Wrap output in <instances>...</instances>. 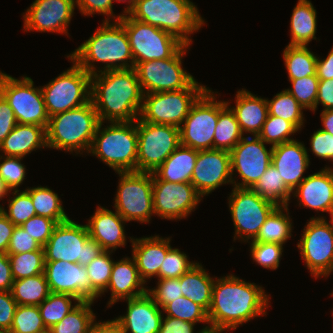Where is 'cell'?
I'll return each instance as SVG.
<instances>
[{
  "label": "cell",
  "mask_w": 333,
  "mask_h": 333,
  "mask_svg": "<svg viewBox=\"0 0 333 333\" xmlns=\"http://www.w3.org/2000/svg\"><path fill=\"white\" fill-rule=\"evenodd\" d=\"M268 297L262 287L232 274L216 279L207 312L209 327L224 331L236 329L252 318L266 315Z\"/></svg>",
  "instance_id": "cell-1"
},
{
  "label": "cell",
  "mask_w": 333,
  "mask_h": 333,
  "mask_svg": "<svg viewBox=\"0 0 333 333\" xmlns=\"http://www.w3.org/2000/svg\"><path fill=\"white\" fill-rule=\"evenodd\" d=\"M91 75V96L100 122H132L139 118L143 91L135 68L97 71Z\"/></svg>",
  "instance_id": "cell-2"
},
{
  "label": "cell",
  "mask_w": 333,
  "mask_h": 333,
  "mask_svg": "<svg viewBox=\"0 0 333 333\" xmlns=\"http://www.w3.org/2000/svg\"><path fill=\"white\" fill-rule=\"evenodd\" d=\"M122 16L116 17L112 23L110 18L105 19L95 33L67 57L90 75L97 73L92 64L96 61L106 64L103 71L134 68L129 38L119 21Z\"/></svg>",
  "instance_id": "cell-3"
},
{
  "label": "cell",
  "mask_w": 333,
  "mask_h": 333,
  "mask_svg": "<svg viewBox=\"0 0 333 333\" xmlns=\"http://www.w3.org/2000/svg\"><path fill=\"white\" fill-rule=\"evenodd\" d=\"M127 13L133 19L173 34L186 45L192 42L189 34L205 23L190 0H136Z\"/></svg>",
  "instance_id": "cell-4"
},
{
  "label": "cell",
  "mask_w": 333,
  "mask_h": 333,
  "mask_svg": "<svg viewBox=\"0 0 333 333\" xmlns=\"http://www.w3.org/2000/svg\"><path fill=\"white\" fill-rule=\"evenodd\" d=\"M100 121L90 100L85 105L49 117L46 128L47 148L78 154L89 152Z\"/></svg>",
  "instance_id": "cell-5"
},
{
  "label": "cell",
  "mask_w": 333,
  "mask_h": 333,
  "mask_svg": "<svg viewBox=\"0 0 333 333\" xmlns=\"http://www.w3.org/2000/svg\"><path fill=\"white\" fill-rule=\"evenodd\" d=\"M100 122L91 148L92 153L113 170L137 172L138 132L136 120L132 122H110L102 128Z\"/></svg>",
  "instance_id": "cell-6"
},
{
  "label": "cell",
  "mask_w": 333,
  "mask_h": 333,
  "mask_svg": "<svg viewBox=\"0 0 333 333\" xmlns=\"http://www.w3.org/2000/svg\"><path fill=\"white\" fill-rule=\"evenodd\" d=\"M45 261H64L88 265L103 250L100 244L89 237L86 225L69 219L59 223L44 246Z\"/></svg>",
  "instance_id": "cell-7"
},
{
  "label": "cell",
  "mask_w": 333,
  "mask_h": 333,
  "mask_svg": "<svg viewBox=\"0 0 333 333\" xmlns=\"http://www.w3.org/2000/svg\"><path fill=\"white\" fill-rule=\"evenodd\" d=\"M119 21L129 38L134 67L140 62L171 58L184 45L173 34L133 19L128 13Z\"/></svg>",
  "instance_id": "cell-8"
},
{
  "label": "cell",
  "mask_w": 333,
  "mask_h": 333,
  "mask_svg": "<svg viewBox=\"0 0 333 333\" xmlns=\"http://www.w3.org/2000/svg\"><path fill=\"white\" fill-rule=\"evenodd\" d=\"M189 45L184 44L171 58L140 62L134 68L143 94L206 88L182 68V57ZM145 89V90H144Z\"/></svg>",
  "instance_id": "cell-9"
},
{
  "label": "cell",
  "mask_w": 333,
  "mask_h": 333,
  "mask_svg": "<svg viewBox=\"0 0 333 333\" xmlns=\"http://www.w3.org/2000/svg\"><path fill=\"white\" fill-rule=\"evenodd\" d=\"M73 66L41 88L49 117L81 107L90 101L91 75L74 60Z\"/></svg>",
  "instance_id": "cell-10"
},
{
  "label": "cell",
  "mask_w": 333,
  "mask_h": 333,
  "mask_svg": "<svg viewBox=\"0 0 333 333\" xmlns=\"http://www.w3.org/2000/svg\"><path fill=\"white\" fill-rule=\"evenodd\" d=\"M137 172L154 173L181 145L179 127L136 120Z\"/></svg>",
  "instance_id": "cell-11"
},
{
  "label": "cell",
  "mask_w": 333,
  "mask_h": 333,
  "mask_svg": "<svg viewBox=\"0 0 333 333\" xmlns=\"http://www.w3.org/2000/svg\"><path fill=\"white\" fill-rule=\"evenodd\" d=\"M0 94L14 111L18 124L39 125L47 128L49 116L41 88H34L30 77L20 80L0 72Z\"/></svg>",
  "instance_id": "cell-12"
},
{
  "label": "cell",
  "mask_w": 333,
  "mask_h": 333,
  "mask_svg": "<svg viewBox=\"0 0 333 333\" xmlns=\"http://www.w3.org/2000/svg\"><path fill=\"white\" fill-rule=\"evenodd\" d=\"M207 89L185 88L144 94L139 119L148 123L180 127L192 105Z\"/></svg>",
  "instance_id": "cell-13"
},
{
  "label": "cell",
  "mask_w": 333,
  "mask_h": 333,
  "mask_svg": "<svg viewBox=\"0 0 333 333\" xmlns=\"http://www.w3.org/2000/svg\"><path fill=\"white\" fill-rule=\"evenodd\" d=\"M120 178L115 210L125 221L147 223L154 213L152 173L118 172Z\"/></svg>",
  "instance_id": "cell-14"
},
{
  "label": "cell",
  "mask_w": 333,
  "mask_h": 333,
  "mask_svg": "<svg viewBox=\"0 0 333 333\" xmlns=\"http://www.w3.org/2000/svg\"><path fill=\"white\" fill-rule=\"evenodd\" d=\"M207 89L192 105L180 130V144L195 150L214 149V133L219 116V101Z\"/></svg>",
  "instance_id": "cell-15"
},
{
  "label": "cell",
  "mask_w": 333,
  "mask_h": 333,
  "mask_svg": "<svg viewBox=\"0 0 333 333\" xmlns=\"http://www.w3.org/2000/svg\"><path fill=\"white\" fill-rule=\"evenodd\" d=\"M276 207L275 203L261 197L253 189L234 187L229 197V210L235 227L234 240L241 237L243 241L250 238L253 241Z\"/></svg>",
  "instance_id": "cell-16"
},
{
  "label": "cell",
  "mask_w": 333,
  "mask_h": 333,
  "mask_svg": "<svg viewBox=\"0 0 333 333\" xmlns=\"http://www.w3.org/2000/svg\"><path fill=\"white\" fill-rule=\"evenodd\" d=\"M298 242L302 259L311 274L327 277L333 271V228L324 217H312Z\"/></svg>",
  "instance_id": "cell-17"
},
{
  "label": "cell",
  "mask_w": 333,
  "mask_h": 333,
  "mask_svg": "<svg viewBox=\"0 0 333 333\" xmlns=\"http://www.w3.org/2000/svg\"><path fill=\"white\" fill-rule=\"evenodd\" d=\"M152 196L154 214L171 220L186 218L202 197L191 183L159 180L153 173Z\"/></svg>",
  "instance_id": "cell-18"
},
{
  "label": "cell",
  "mask_w": 333,
  "mask_h": 333,
  "mask_svg": "<svg viewBox=\"0 0 333 333\" xmlns=\"http://www.w3.org/2000/svg\"><path fill=\"white\" fill-rule=\"evenodd\" d=\"M253 137H243L230 151L232 175L235 169L242 179L241 183L232 180L234 187L252 189L272 163L273 146L268 150L262 139Z\"/></svg>",
  "instance_id": "cell-19"
},
{
  "label": "cell",
  "mask_w": 333,
  "mask_h": 333,
  "mask_svg": "<svg viewBox=\"0 0 333 333\" xmlns=\"http://www.w3.org/2000/svg\"><path fill=\"white\" fill-rule=\"evenodd\" d=\"M44 274L53 293L68 294L81 302H94L99 297L90 286L86 267L79 263L45 261Z\"/></svg>",
  "instance_id": "cell-20"
},
{
  "label": "cell",
  "mask_w": 333,
  "mask_h": 333,
  "mask_svg": "<svg viewBox=\"0 0 333 333\" xmlns=\"http://www.w3.org/2000/svg\"><path fill=\"white\" fill-rule=\"evenodd\" d=\"M230 152L226 150H199L191 184L198 193L210 194L222 184L232 183Z\"/></svg>",
  "instance_id": "cell-21"
},
{
  "label": "cell",
  "mask_w": 333,
  "mask_h": 333,
  "mask_svg": "<svg viewBox=\"0 0 333 333\" xmlns=\"http://www.w3.org/2000/svg\"><path fill=\"white\" fill-rule=\"evenodd\" d=\"M74 0H35L23 15L25 31L68 34Z\"/></svg>",
  "instance_id": "cell-22"
},
{
  "label": "cell",
  "mask_w": 333,
  "mask_h": 333,
  "mask_svg": "<svg viewBox=\"0 0 333 333\" xmlns=\"http://www.w3.org/2000/svg\"><path fill=\"white\" fill-rule=\"evenodd\" d=\"M272 165L278 170L281 179L293 191L306 177H302L309 167L310 159L302 142L293 140L272 147Z\"/></svg>",
  "instance_id": "cell-23"
},
{
  "label": "cell",
  "mask_w": 333,
  "mask_h": 333,
  "mask_svg": "<svg viewBox=\"0 0 333 333\" xmlns=\"http://www.w3.org/2000/svg\"><path fill=\"white\" fill-rule=\"evenodd\" d=\"M126 315L116 318L123 333H158L163 319L162 309L146 293L126 299Z\"/></svg>",
  "instance_id": "cell-24"
},
{
  "label": "cell",
  "mask_w": 333,
  "mask_h": 333,
  "mask_svg": "<svg viewBox=\"0 0 333 333\" xmlns=\"http://www.w3.org/2000/svg\"><path fill=\"white\" fill-rule=\"evenodd\" d=\"M292 193L299 198V206L330 213L333 207V169L325 167L310 174Z\"/></svg>",
  "instance_id": "cell-25"
},
{
  "label": "cell",
  "mask_w": 333,
  "mask_h": 333,
  "mask_svg": "<svg viewBox=\"0 0 333 333\" xmlns=\"http://www.w3.org/2000/svg\"><path fill=\"white\" fill-rule=\"evenodd\" d=\"M122 216L105 207H97L94 215L86 224L89 237L96 240L103 251H111L126 244V236ZM111 249V250H110Z\"/></svg>",
  "instance_id": "cell-26"
},
{
  "label": "cell",
  "mask_w": 333,
  "mask_h": 333,
  "mask_svg": "<svg viewBox=\"0 0 333 333\" xmlns=\"http://www.w3.org/2000/svg\"><path fill=\"white\" fill-rule=\"evenodd\" d=\"M132 258H134L140 278L146 283L150 277H158L160 267L166 257L170 246V237L159 236L144 237L139 239L131 238Z\"/></svg>",
  "instance_id": "cell-27"
},
{
  "label": "cell",
  "mask_w": 333,
  "mask_h": 333,
  "mask_svg": "<svg viewBox=\"0 0 333 333\" xmlns=\"http://www.w3.org/2000/svg\"><path fill=\"white\" fill-rule=\"evenodd\" d=\"M144 284L145 282L140 278L134 258H123L118 262L114 261L111 278L107 286V289L109 288L111 291L108 307L119 299L126 300L146 294L147 288H144Z\"/></svg>",
  "instance_id": "cell-28"
},
{
  "label": "cell",
  "mask_w": 333,
  "mask_h": 333,
  "mask_svg": "<svg viewBox=\"0 0 333 333\" xmlns=\"http://www.w3.org/2000/svg\"><path fill=\"white\" fill-rule=\"evenodd\" d=\"M234 112L242 133H252L258 136L268 115L266 99L253 95L245 89L239 90L236 95Z\"/></svg>",
  "instance_id": "cell-29"
},
{
  "label": "cell",
  "mask_w": 333,
  "mask_h": 333,
  "mask_svg": "<svg viewBox=\"0 0 333 333\" xmlns=\"http://www.w3.org/2000/svg\"><path fill=\"white\" fill-rule=\"evenodd\" d=\"M42 147H47L45 127L17 124L0 144V151L5 156L23 158Z\"/></svg>",
  "instance_id": "cell-30"
},
{
  "label": "cell",
  "mask_w": 333,
  "mask_h": 333,
  "mask_svg": "<svg viewBox=\"0 0 333 333\" xmlns=\"http://www.w3.org/2000/svg\"><path fill=\"white\" fill-rule=\"evenodd\" d=\"M198 150L180 145L153 173L159 180L191 183Z\"/></svg>",
  "instance_id": "cell-31"
},
{
  "label": "cell",
  "mask_w": 333,
  "mask_h": 333,
  "mask_svg": "<svg viewBox=\"0 0 333 333\" xmlns=\"http://www.w3.org/2000/svg\"><path fill=\"white\" fill-rule=\"evenodd\" d=\"M214 282L199 263L180 277L183 296L199 304L207 312L211 305Z\"/></svg>",
  "instance_id": "cell-32"
},
{
  "label": "cell",
  "mask_w": 333,
  "mask_h": 333,
  "mask_svg": "<svg viewBox=\"0 0 333 333\" xmlns=\"http://www.w3.org/2000/svg\"><path fill=\"white\" fill-rule=\"evenodd\" d=\"M316 14L311 1H298L290 21L291 41L289 46H307L312 39H316Z\"/></svg>",
  "instance_id": "cell-33"
},
{
  "label": "cell",
  "mask_w": 333,
  "mask_h": 333,
  "mask_svg": "<svg viewBox=\"0 0 333 333\" xmlns=\"http://www.w3.org/2000/svg\"><path fill=\"white\" fill-rule=\"evenodd\" d=\"M228 102L219 101V116L214 133V149L231 151L243 138V133Z\"/></svg>",
  "instance_id": "cell-34"
},
{
  "label": "cell",
  "mask_w": 333,
  "mask_h": 333,
  "mask_svg": "<svg viewBox=\"0 0 333 333\" xmlns=\"http://www.w3.org/2000/svg\"><path fill=\"white\" fill-rule=\"evenodd\" d=\"M11 293L18 305L39 306L51 293L45 274L14 280Z\"/></svg>",
  "instance_id": "cell-35"
},
{
  "label": "cell",
  "mask_w": 333,
  "mask_h": 333,
  "mask_svg": "<svg viewBox=\"0 0 333 333\" xmlns=\"http://www.w3.org/2000/svg\"><path fill=\"white\" fill-rule=\"evenodd\" d=\"M288 212V206H277L267 217L261 226L254 242L285 244L290 239L292 223L290 216L283 212Z\"/></svg>",
  "instance_id": "cell-36"
},
{
  "label": "cell",
  "mask_w": 333,
  "mask_h": 333,
  "mask_svg": "<svg viewBox=\"0 0 333 333\" xmlns=\"http://www.w3.org/2000/svg\"><path fill=\"white\" fill-rule=\"evenodd\" d=\"M283 58L289 79L317 76V56L307 46L287 45L283 52Z\"/></svg>",
  "instance_id": "cell-37"
},
{
  "label": "cell",
  "mask_w": 333,
  "mask_h": 333,
  "mask_svg": "<svg viewBox=\"0 0 333 333\" xmlns=\"http://www.w3.org/2000/svg\"><path fill=\"white\" fill-rule=\"evenodd\" d=\"M261 197L277 206H288L292 190L281 179L278 170L270 164L257 184L252 188Z\"/></svg>",
  "instance_id": "cell-38"
},
{
  "label": "cell",
  "mask_w": 333,
  "mask_h": 333,
  "mask_svg": "<svg viewBox=\"0 0 333 333\" xmlns=\"http://www.w3.org/2000/svg\"><path fill=\"white\" fill-rule=\"evenodd\" d=\"M26 191L30 194L36 215L55 220L58 224L70 219L64 211L58 194L47 186L28 188Z\"/></svg>",
  "instance_id": "cell-39"
},
{
  "label": "cell",
  "mask_w": 333,
  "mask_h": 333,
  "mask_svg": "<svg viewBox=\"0 0 333 333\" xmlns=\"http://www.w3.org/2000/svg\"><path fill=\"white\" fill-rule=\"evenodd\" d=\"M71 300H76L72 305ZM79 299L68 294L51 292L48 297L38 306L42 321L47 330L60 322L68 313L74 310L80 303Z\"/></svg>",
  "instance_id": "cell-40"
},
{
  "label": "cell",
  "mask_w": 333,
  "mask_h": 333,
  "mask_svg": "<svg viewBox=\"0 0 333 333\" xmlns=\"http://www.w3.org/2000/svg\"><path fill=\"white\" fill-rule=\"evenodd\" d=\"M92 303L91 301L80 302L74 310L48 331L50 333H87L96 319L91 309Z\"/></svg>",
  "instance_id": "cell-41"
},
{
  "label": "cell",
  "mask_w": 333,
  "mask_h": 333,
  "mask_svg": "<svg viewBox=\"0 0 333 333\" xmlns=\"http://www.w3.org/2000/svg\"><path fill=\"white\" fill-rule=\"evenodd\" d=\"M266 101L269 115L282 118L293 123L299 130L302 129L304 125L302 110L305 108L286 89L277 93L273 99H266Z\"/></svg>",
  "instance_id": "cell-42"
},
{
  "label": "cell",
  "mask_w": 333,
  "mask_h": 333,
  "mask_svg": "<svg viewBox=\"0 0 333 333\" xmlns=\"http://www.w3.org/2000/svg\"><path fill=\"white\" fill-rule=\"evenodd\" d=\"M7 255L10 261L11 273L14 280H20L44 273V247L27 253Z\"/></svg>",
  "instance_id": "cell-43"
},
{
  "label": "cell",
  "mask_w": 333,
  "mask_h": 333,
  "mask_svg": "<svg viewBox=\"0 0 333 333\" xmlns=\"http://www.w3.org/2000/svg\"><path fill=\"white\" fill-rule=\"evenodd\" d=\"M110 254V251H103L85 266L88 271L90 286L99 296L107 291L111 278L114 261L111 260Z\"/></svg>",
  "instance_id": "cell-44"
},
{
  "label": "cell",
  "mask_w": 333,
  "mask_h": 333,
  "mask_svg": "<svg viewBox=\"0 0 333 333\" xmlns=\"http://www.w3.org/2000/svg\"><path fill=\"white\" fill-rule=\"evenodd\" d=\"M297 131L299 129L293 123L268 114L258 137L265 143L275 146L293 141L294 139L289 138V136Z\"/></svg>",
  "instance_id": "cell-45"
},
{
  "label": "cell",
  "mask_w": 333,
  "mask_h": 333,
  "mask_svg": "<svg viewBox=\"0 0 333 333\" xmlns=\"http://www.w3.org/2000/svg\"><path fill=\"white\" fill-rule=\"evenodd\" d=\"M162 310L167 313L166 316L195 324H197V322H204L209 325L207 311L199 304L194 303L184 296L166 304Z\"/></svg>",
  "instance_id": "cell-46"
},
{
  "label": "cell",
  "mask_w": 333,
  "mask_h": 333,
  "mask_svg": "<svg viewBox=\"0 0 333 333\" xmlns=\"http://www.w3.org/2000/svg\"><path fill=\"white\" fill-rule=\"evenodd\" d=\"M12 333H45L38 306L18 305L11 326Z\"/></svg>",
  "instance_id": "cell-47"
},
{
  "label": "cell",
  "mask_w": 333,
  "mask_h": 333,
  "mask_svg": "<svg viewBox=\"0 0 333 333\" xmlns=\"http://www.w3.org/2000/svg\"><path fill=\"white\" fill-rule=\"evenodd\" d=\"M12 194L14 197L8 200V212L4 207H1L0 210L15 226H21L36 215L35 208L30 194L26 190L23 192L14 190Z\"/></svg>",
  "instance_id": "cell-48"
},
{
  "label": "cell",
  "mask_w": 333,
  "mask_h": 333,
  "mask_svg": "<svg viewBox=\"0 0 333 333\" xmlns=\"http://www.w3.org/2000/svg\"><path fill=\"white\" fill-rule=\"evenodd\" d=\"M292 88L286 89L298 103L311 111L316 110L319 79L317 76H306L301 79H289Z\"/></svg>",
  "instance_id": "cell-49"
},
{
  "label": "cell",
  "mask_w": 333,
  "mask_h": 333,
  "mask_svg": "<svg viewBox=\"0 0 333 333\" xmlns=\"http://www.w3.org/2000/svg\"><path fill=\"white\" fill-rule=\"evenodd\" d=\"M188 256L179 249L171 248L160 267L159 279L180 278L194 267L197 262L188 261Z\"/></svg>",
  "instance_id": "cell-50"
},
{
  "label": "cell",
  "mask_w": 333,
  "mask_h": 333,
  "mask_svg": "<svg viewBox=\"0 0 333 333\" xmlns=\"http://www.w3.org/2000/svg\"><path fill=\"white\" fill-rule=\"evenodd\" d=\"M251 256L253 260L264 268L275 270L279 267L283 252V245L278 243H262L252 241Z\"/></svg>",
  "instance_id": "cell-51"
},
{
  "label": "cell",
  "mask_w": 333,
  "mask_h": 333,
  "mask_svg": "<svg viewBox=\"0 0 333 333\" xmlns=\"http://www.w3.org/2000/svg\"><path fill=\"white\" fill-rule=\"evenodd\" d=\"M0 155V160L4 159L0 163V178L5 182V185L10 191L18 190V186L21 185L25 179V165L21 163V157Z\"/></svg>",
  "instance_id": "cell-52"
},
{
  "label": "cell",
  "mask_w": 333,
  "mask_h": 333,
  "mask_svg": "<svg viewBox=\"0 0 333 333\" xmlns=\"http://www.w3.org/2000/svg\"><path fill=\"white\" fill-rule=\"evenodd\" d=\"M158 280V286L154 289H147V294L153 299L156 305L161 307V309L166 304L183 296L180 278Z\"/></svg>",
  "instance_id": "cell-53"
},
{
  "label": "cell",
  "mask_w": 333,
  "mask_h": 333,
  "mask_svg": "<svg viewBox=\"0 0 333 333\" xmlns=\"http://www.w3.org/2000/svg\"><path fill=\"white\" fill-rule=\"evenodd\" d=\"M58 223L47 217L35 215L21 227L27 231L42 247L46 245Z\"/></svg>",
  "instance_id": "cell-54"
},
{
  "label": "cell",
  "mask_w": 333,
  "mask_h": 333,
  "mask_svg": "<svg viewBox=\"0 0 333 333\" xmlns=\"http://www.w3.org/2000/svg\"><path fill=\"white\" fill-rule=\"evenodd\" d=\"M42 246L21 226H15L9 241L7 254L27 253Z\"/></svg>",
  "instance_id": "cell-55"
},
{
  "label": "cell",
  "mask_w": 333,
  "mask_h": 333,
  "mask_svg": "<svg viewBox=\"0 0 333 333\" xmlns=\"http://www.w3.org/2000/svg\"><path fill=\"white\" fill-rule=\"evenodd\" d=\"M312 152L323 159L333 161V135L324 130H317L310 139Z\"/></svg>",
  "instance_id": "cell-56"
},
{
  "label": "cell",
  "mask_w": 333,
  "mask_h": 333,
  "mask_svg": "<svg viewBox=\"0 0 333 333\" xmlns=\"http://www.w3.org/2000/svg\"><path fill=\"white\" fill-rule=\"evenodd\" d=\"M17 306L11 291H0V328L11 329Z\"/></svg>",
  "instance_id": "cell-57"
},
{
  "label": "cell",
  "mask_w": 333,
  "mask_h": 333,
  "mask_svg": "<svg viewBox=\"0 0 333 333\" xmlns=\"http://www.w3.org/2000/svg\"><path fill=\"white\" fill-rule=\"evenodd\" d=\"M113 1L114 0H74L75 5L77 4L80 12L84 15L101 13V15H110L112 18L114 17L112 10Z\"/></svg>",
  "instance_id": "cell-58"
},
{
  "label": "cell",
  "mask_w": 333,
  "mask_h": 333,
  "mask_svg": "<svg viewBox=\"0 0 333 333\" xmlns=\"http://www.w3.org/2000/svg\"><path fill=\"white\" fill-rule=\"evenodd\" d=\"M17 124L14 111L0 94V144Z\"/></svg>",
  "instance_id": "cell-59"
},
{
  "label": "cell",
  "mask_w": 333,
  "mask_h": 333,
  "mask_svg": "<svg viewBox=\"0 0 333 333\" xmlns=\"http://www.w3.org/2000/svg\"><path fill=\"white\" fill-rule=\"evenodd\" d=\"M195 323L189 321H183L177 318L166 316L162 319L161 327L158 333H194ZM210 329L209 326L204 327L203 330Z\"/></svg>",
  "instance_id": "cell-60"
},
{
  "label": "cell",
  "mask_w": 333,
  "mask_h": 333,
  "mask_svg": "<svg viewBox=\"0 0 333 333\" xmlns=\"http://www.w3.org/2000/svg\"><path fill=\"white\" fill-rule=\"evenodd\" d=\"M319 103L324 106V110L333 109V79L319 80L316 109Z\"/></svg>",
  "instance_id": "cell-61"
},
{
  "label": "cell",
  "mask_w": 333,
  "mask_h": 333,
  "mask_svg": "<svg viewBox=\"0 0 333 333\" xmlns=\"http://www.w3.org/2000/svg\"><path fill=\"white\" fill-rule=\"evenodd\" d=\"M13 281L8 255L0 252V291H11Z\"/></svg>",
  "instance_id": "cell-62"
},
{
  "label": "cell",
  "mask_w": 333,
  "mask_h": 333,
  "mask_svg": "<svg viewBox=\"0 0 333 333\" xmlns=\"http://www.w3.org/2000/svg\"><path fill=\"white\" fill-rule=\"evenodd\" d=\"M15 225L0 210V252L6 253Z\"/></svg>",
  "instance_id": "cell-63"
},
{
  "label": "cell",
  "mask_w": 333,
  "mask_h": 333,
  "mask_svg": "<svg viewBox=\"0 0 333 333\" xmlns=\"http://www.w3.org/2000/svg\"><path fill=\"white\" fill-rule=\"evenodd\" d=\"M316 70L319 80L333 79V47L325 59L317 57Z\"/></svg>",
  "instance_id": "cell-64"
},
{
  "label": "cell",
  "mask_w": 333,
  "mask_h": 333,
  "mask_svg": "<svg viewBox=\"0 0 333 333\" xmlns=\"http://www.w3.org/2000/svg\"><path fill=\"white\" fill-rule=\"evenodd\" d=\"M87 333H123V329L116 319L97 323L93 321Z\"/></svg>",
  "instance_id": "cell-65"
},
{
  "label": "cell",
  "mask_w": 333,
  "mask_h": 333,
  "mask_svg": "<svg viewBox=\"0 0 333 333\" xmlns=\"http://www.w3.org/2000/svg\"><path fill=\"white\" fill-rule=\"evenodd\" d=\"M321 119L323 123V128L321 130L327 131L333 135V109L322 110Z\"/></svg>",
  "instance_id": "cell-66"
},
{
  "label": "cell",
  "mask_w": 333,
  "mask_h": 333,
  "mask_svg": "<svg viewBox=\"0 0 333 333\" xmlns=\"http://www.w3.org/2000/svg\"><path fill=\"white\" fill-rule=\"evenodd\" d=\"M7 193H10L9 188L5 185V182L0 178V200H2L3 197L7 195ZM2 206L0 205V208Z\"/></svg>",
  "instance_id": "cell-67"
},
{
  "label": "cell",
  "mask_w": 333,
  "mask_h": 333,
  "mask_svg": "<svg viewBox=\"0 0 333 333\" xmlns=\"http://www.w3.org/2000/svg\"><path fill=\"white\" fill-rule=\"evenodd\" d=\"M115 1V0H114ZM116 1H119V2H125L126 0H116ZM128 7L124 10V13H127L136 3V0H128Z\"/></svg>",
  "instance_id": "cell-68"
},
{
  "label": "cell",
  "mask_w": 333,
  "mask_h": 333,
  "mask_svg": "<svg viewBox=\"0 0 333 333\" xmlns=\"http://www.w3.org/2000/svg\"><path fill=\"white\" fill-rule=\"evenodd\" d=\"M224 330H218V329H207L203 330L201 333H222Z\"/></svg>",
  "instance_id": "cell-69"
},
{
  "label": "cell",
  "mask_w": 333,
  "mask_h": 333,
  "mask_svg": "<svg viewBox=\"0 0 333 333\" xmlns=\"http://www.w3.org/2000/svg\"><path fill=\"white\" fill-rule=\"evenodd\" d=\"M0 333H12L10 329L0 328Z\"/></svg>",
  "instance_id": "cell-70"
},
{
  "label": "cell",
  "mask_w": 333,
  "mask_h": 333,
  "mask_svg": "<svg viewBox=\"0 0 333 333\" xmlns=\"http://www.w3.org/2000/svg\"><path fill=\"white\" fill-rule=\"evenodd\" d=\"M330 215H331V223H332V228H333V207H332V209H331V211H330V213H329Z\"/></svg>",
  "instance_id": "cell-71"
}]
</instances>
